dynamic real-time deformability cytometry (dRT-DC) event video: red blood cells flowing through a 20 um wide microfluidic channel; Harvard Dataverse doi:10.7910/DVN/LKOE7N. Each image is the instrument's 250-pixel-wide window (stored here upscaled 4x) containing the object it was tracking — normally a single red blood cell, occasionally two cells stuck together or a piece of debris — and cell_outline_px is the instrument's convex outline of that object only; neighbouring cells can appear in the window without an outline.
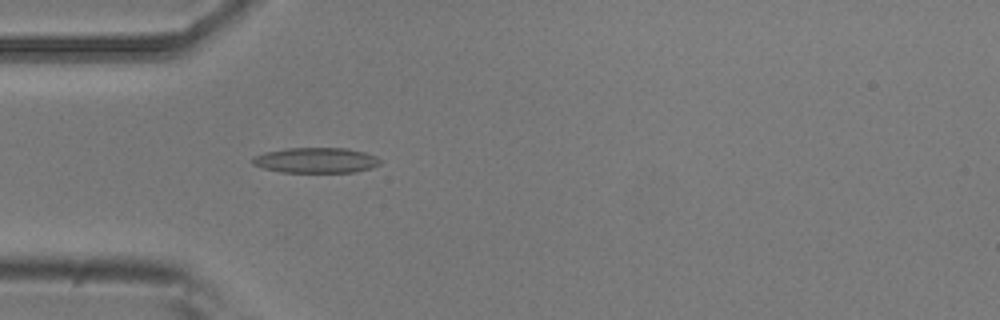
{"species": "common noctule bat (a hibernating species)", "species_latin": "Nyctalus noctula", "temperature_condition": "room temperature", "stored_images_in_passage": 4, "camera_frame_rate_fps": 3000, "um_per_image_px": 0.085, "animal": {"sex": "male", "body_mass_g": 20.5, "forearm_length_mm": 52.5}, "frame": {"image": 1, "passage_image": 4, "time_ms": 1.0, "image_size_px": [1000, 320], "cell_outline_px": [[380, 164], [372, 168], [352, 172], [280, 172], [264, 168], [252, 164], [252, 156], [264, 152], [284, 148], [348, 148], [364, 152], [376, 156], [380, 160]], "centroid_in_image_um": [26.83, 13.62], "position_along_channel_um": 58.2, "area_um2": 18.96}}